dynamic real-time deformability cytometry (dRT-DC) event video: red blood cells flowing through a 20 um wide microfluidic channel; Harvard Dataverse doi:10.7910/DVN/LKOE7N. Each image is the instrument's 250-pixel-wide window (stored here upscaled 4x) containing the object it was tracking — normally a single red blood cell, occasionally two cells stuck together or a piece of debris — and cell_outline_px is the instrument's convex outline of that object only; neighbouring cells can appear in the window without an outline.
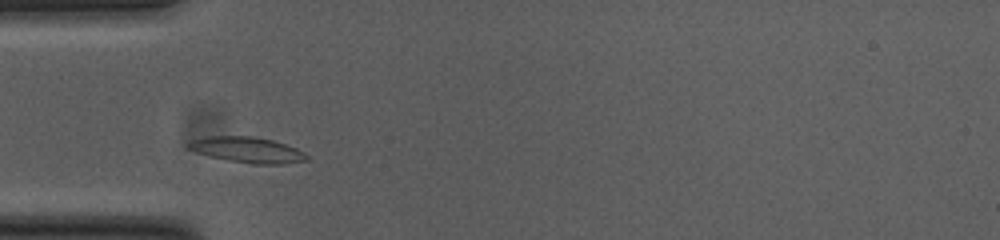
{"species": "common noctule bat (a hibernating species)", "species_latin": "Nyctalus noctula", "temperature_condition": "cold", "stored_images_in_passage": 33, "camera_frame_rate_fps": 3000, "um_per_image_px": 0.085, "animal": {"sex": "female", "body_mass_g": 23.0, "forearm_length_mm": 53.4}, "frame": {"image": 1, "passage_image": 5, "time_ms": 1.333, "image_size_px": [1000, 240], "cell_outline_px": [[308, 160], [284, 164], [252, 164], [228, 160], [196, 152], [188, 148], [184, 144], [192, 140], [204, 136], [252, 136], [272, 140], [296, 148], [304, 152], [308, 156]], "centroid_in_image_um": [21.01, 12.73], "position_along_channel_um": 64.0, "area_um2": 17.69}}
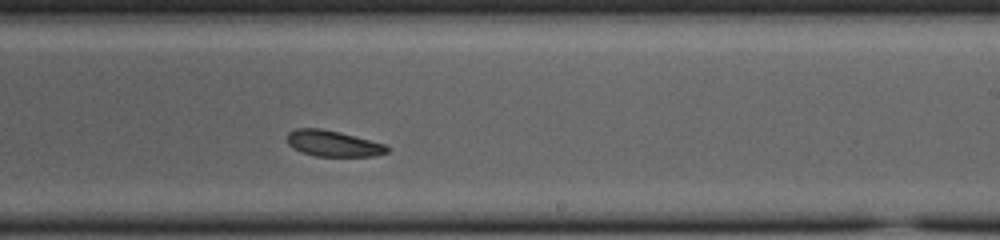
{"frame": {"image": 2, "passage_image": 21, "time_ms": 6.667, "image_size_px": [1000, 240], "cell_outline_px": [[392, 148], [388, 152], [376, 156], [316, 156], [300, 152], [292, 148], [288, 144], [288, 132], [296, 128], [320, 128], [340, 132], [384, 144]], "centroid_in_image_um": [28.31, 12.2], "position_along_channel_um": 260.7, "area_um2": 15.2}}
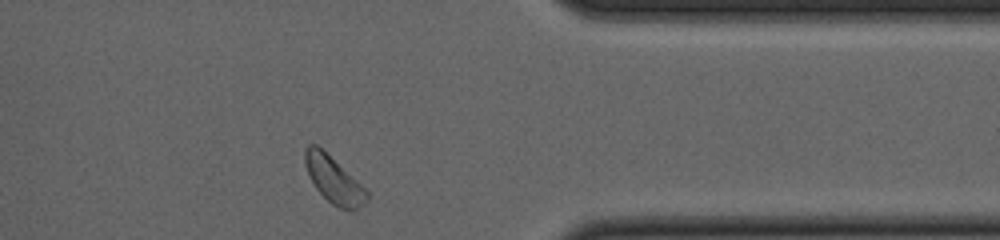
{"frame": {"image": 3, "passage_image": 32, "time_ms": 10.333, "image_size_px": [1000, 240], "cell_outline_px": [[368, 200], [364, 204], [352, 212], [348, 212], [332, 204], [316, 188], [304, 164], [304, 148], [308, 144], [316, 144], [356, 180], [368, 192]], "centroid_in_image_um": [28.36, 15.31], "position_along_channel_um": 383.0, "area_um2": 16.47}, "authors_computed_cell_mechanics": {"area_um2": 16.0106, "velocity_mm_per_s": 3.7081, "shape_relaxation_time_tau1_ms": 3.5091, "shape_relaxation_time_tau2_ms": 2.4151, "deformation_change_tau1": 0.0668, "deformation_change_tau2": 0.0856}}